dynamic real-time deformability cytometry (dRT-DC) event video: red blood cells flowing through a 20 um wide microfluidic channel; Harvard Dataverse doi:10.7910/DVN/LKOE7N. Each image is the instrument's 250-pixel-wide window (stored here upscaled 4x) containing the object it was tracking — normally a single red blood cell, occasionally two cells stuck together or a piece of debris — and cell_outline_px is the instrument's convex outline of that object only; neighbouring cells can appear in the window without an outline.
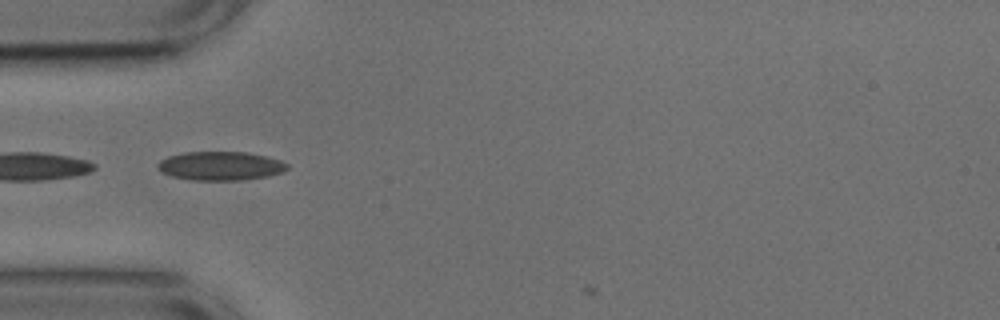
{"species": "common noctule bat (a hibernating species)", "species_latin": "Nyctalus noctula", "temperature_condition": "cold", "stored_images_in_passage": 4, "camera_frame_rate_fps": 3000, "um_per_image_px": 0.085, "animal": {"sex": "male", "body_mass_g": 17.9, "forearm_length_mm": 54.2}, "frame": {"image": 1, "passage_image": 1, "time_ms": 0.0, "image_size_px": [1000, 320], "cell_outline_px": [[288, 168], [284, 172], [268, 176], [244, 180], [192, 180], [172, 176], [160, 172], [156, 168], [156, 164], [160, 160], [168, 156], [184, 152], [248, 152], [268, 156], [280, 160], [288, 164]], "centroid_in_image_um": [18.74, 14.1], "position_along_channel_um": 66.3, "area_um2": 22.02}}